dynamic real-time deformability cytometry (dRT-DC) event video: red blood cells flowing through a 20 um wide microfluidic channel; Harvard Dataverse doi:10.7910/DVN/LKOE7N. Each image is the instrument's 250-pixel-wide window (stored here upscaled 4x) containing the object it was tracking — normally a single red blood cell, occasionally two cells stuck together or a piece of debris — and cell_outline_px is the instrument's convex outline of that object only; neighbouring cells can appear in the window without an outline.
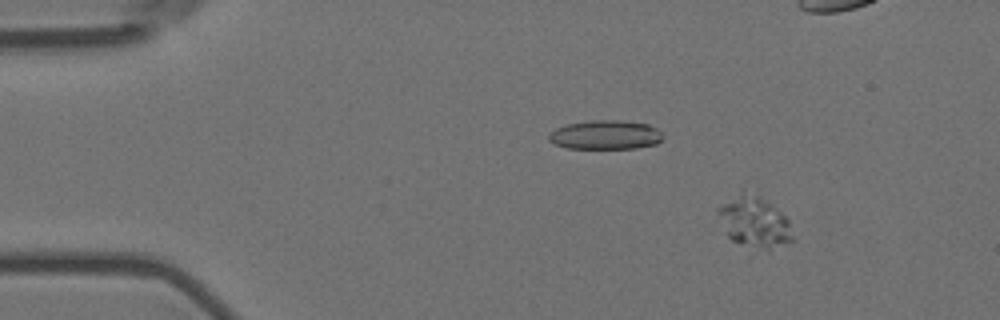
{"species": "Egyptian fruit bat (a non-hibernating species)", "species_latin": "Rousettus aegyptiacus", "temperature_condition": "room temperature", "stored_images_in_passage": 7, "camera_frame_rate_fps": 3000, "um_per_image_px": 0.085, "animal": {"sex": "female"}, "frame": {"image": 1, "passage_image": 3, "time_ms": 0.667, "image_size_px": [1000, 320], "cell_outline_px": [[792, 240], [768, 252], [732, 240], [728, 236], [716, 212], [716, 208], [744, 188], [760, 196], [772, 204], [788, 220], [792, 236]], "centroid_in_image_um": [64.1, 18.83], "position_along_channel_um": 20.9, "area_um2": 22.25}}
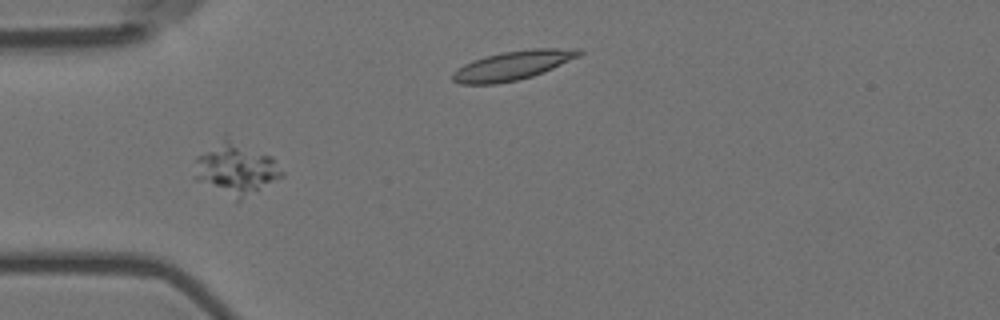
{"frame": {"image": 2, "passage_image": 6, "time_ms": 1.667, "image_size_px": [1000, 320], "cell_outline_px": [[284, 176], [240, 200], [236, 200], [196, 180], [192, 176], [196, 156], [224, 136], [228, 136], [272, 156], [284, 172]], "centroid_in_image_um": [20.03, 14.31], "position_along_channel_um": 65.0, "area_um2": 26.7}}
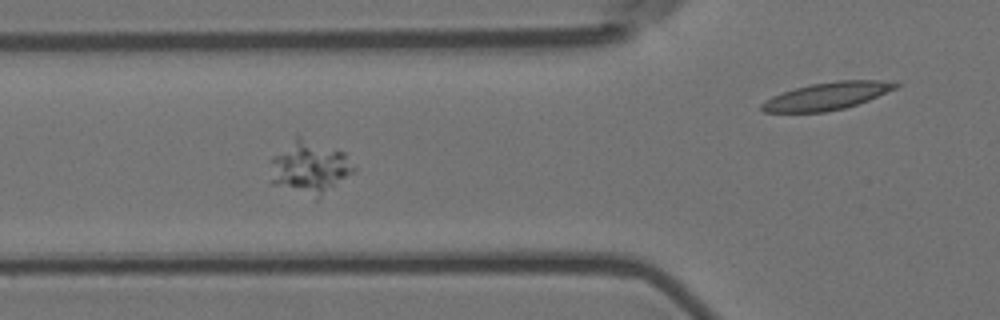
{"frame": {"image": 3, "passage_image": 7, "time_ms": 2.0, "image_size_px": [1000, 320], "cell_outline_px": [[356, 172], [320, 200], [316, 200], [272, 184], [272, 156], [296, 132], [344, 152], [356, 168]], "centroid_in_image_um": [26.36, 14.22], "position_along_channel_um": 99.4, "area_um2": 27.11}}